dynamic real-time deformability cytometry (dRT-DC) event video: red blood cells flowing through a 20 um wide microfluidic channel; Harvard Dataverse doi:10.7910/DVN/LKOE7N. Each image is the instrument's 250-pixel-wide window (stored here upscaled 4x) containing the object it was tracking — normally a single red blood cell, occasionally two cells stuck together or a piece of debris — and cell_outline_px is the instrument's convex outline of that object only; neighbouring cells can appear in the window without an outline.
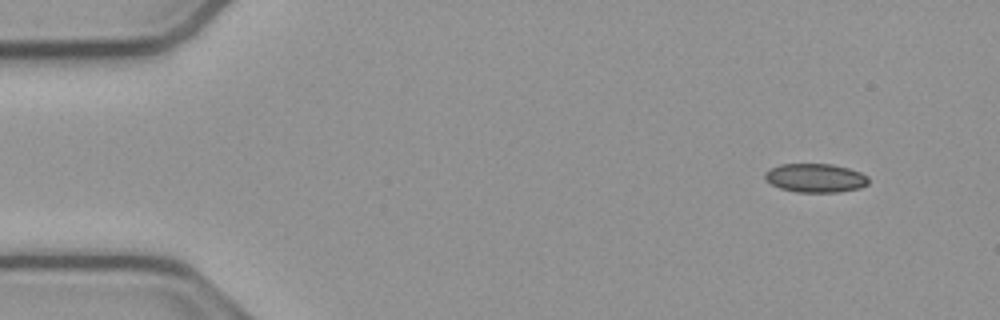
{"species": "common noctule bat (a hibernating species)", "species_latin": "Nyctalus noctula", "temperature_condition": "cold", "stored_images_in_passage": 50, "camera_frame_rate_fps": 3000, "um_per_image_px": 0.085, "animal": {"sex": "male", "body_mass_g": 23.1, "forearm_length_mm": 52.7}, "frame": {"image": 1, "passage_image": 1, "time_ms": 0.0, "image_size_px": [1000, 320], "cell_outline_px": [[868, 184], [860, 188], [836, 192], [796, 192], [780, 188], [764, 180], [764, 172], [780, 164], [832, 164], [848, 168], [860, 172], [868, 176]], "centroid_in_image_um": [69.3, 15.12], "position_along_channel_um": 15.7, "area_um2": 17.4}}
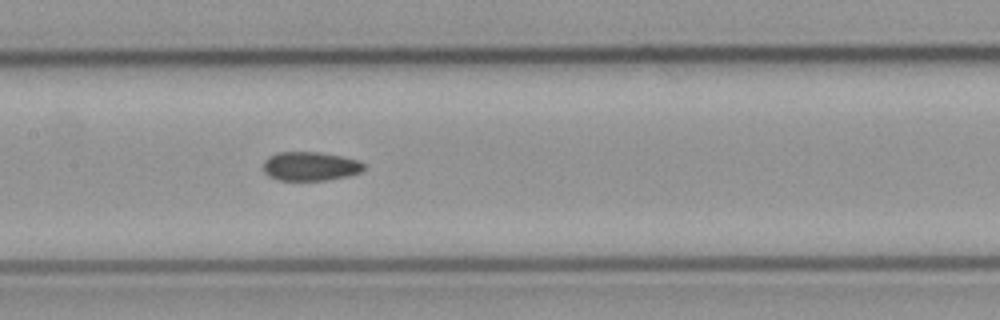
{"frame": {"image": 2, "passage_image": 22, "time_ms": 7.0, "image_size_px": [1000, 320], "cell_outline_px": [[364, 168], [360, 172], [348, 176], [324, 180], [280, 180], [268, 176], [264, 172], [264, 160], [268, 156], [276, 152], [316, 152], [340, 156], [356, 160], [364, 164]], "centroid_in_image_um": [26.32, 14.13], "position_along_channel_um": 181.1, "area_um2": 16.82}}
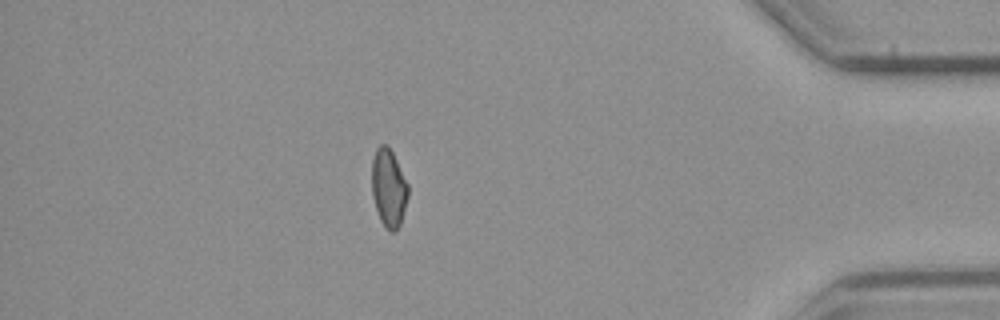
{"frame": {"image": 3, "passage_image": 43, "time_ms": 14.0, "image_size_px": [1000, 320], "cell_outline_px": [[408, 196], [400, 224], [396, 232], [392, 232], [380, 220], [372, 196], [372, 160], [376, 148], [380, 144], [388, 144], [408, 184]], "centroid_in_image_um": [33.03, 15.95], "position_along_channel_um": 402.2, "area_um2": 16.36}}